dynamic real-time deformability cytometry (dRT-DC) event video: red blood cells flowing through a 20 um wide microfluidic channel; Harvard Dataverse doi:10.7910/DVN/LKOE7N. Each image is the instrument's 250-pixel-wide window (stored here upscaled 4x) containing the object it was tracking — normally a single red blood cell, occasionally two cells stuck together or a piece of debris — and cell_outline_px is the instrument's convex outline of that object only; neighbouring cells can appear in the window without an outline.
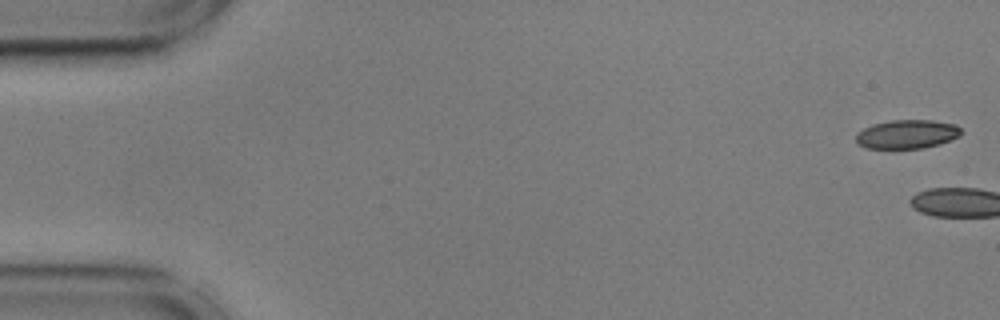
{"species": "common noctule bat (a hibernating species)", "species_latin": "Nyctalus noctula", "temperature_condition": "cold", "stored_images_in_passage": 3, "camera_frame_rate_fps": 3000, "um_per_image_px": 0.085, "animal": {"sex": "male", "body_mass_g": 17.9, "forearm_length_mm": 54.2}, "frame": {"image": 1, "passage_image": 1, "time_ms": 0.0, "image_size_px": [1000, 320], "cell_outline_px": [[960, 136], [940, 144], [924, 148], [864, 148], [856, 144], [856, 136], [864, 128], [872, 124], [892, 120], [932, 120], [956, 124], [960, 128]], "centroid_in_image_um": [77.1, 11.41], "position_along_channel_um": 7.9, "area_um2": 17.69}}